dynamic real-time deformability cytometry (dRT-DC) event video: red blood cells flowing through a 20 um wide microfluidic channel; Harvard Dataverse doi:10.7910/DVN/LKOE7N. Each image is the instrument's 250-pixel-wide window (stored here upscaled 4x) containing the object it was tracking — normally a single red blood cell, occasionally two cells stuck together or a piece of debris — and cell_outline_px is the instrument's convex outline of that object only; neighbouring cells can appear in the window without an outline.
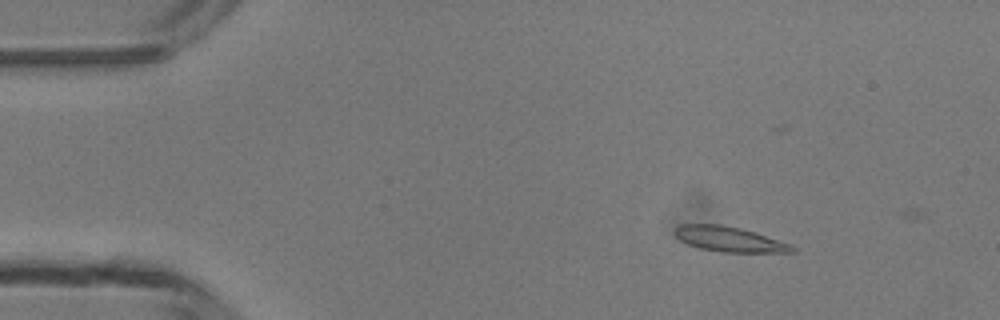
{"species": "common noctule bat (a hibernating species)", "species_latin": "Nyctalus noctula", "temperature_condition": "room temperature", "stored_images_in_passage": 6, "camera_frame_rate_fps": 3000, "um_per_image_px": 0.085, "animal": {"sex": "male", "body_mass_g": 13.3}, "frame": {"image": 1, "passage_image": 1, "time_ms": 0.0, "image_size_px": [1000, 320], "cell_outline_px": [[796, 252], [720, 252], [700, 248], [688, 244], [680, 240], [672, 232], [680, 224], [720, 224], [740, 228], [792, 244], [796, 248]], "centroid_in_image_um": [61.98, 20.33], "position_along_channel_um": 23.0, "area_um2": 17.11}}